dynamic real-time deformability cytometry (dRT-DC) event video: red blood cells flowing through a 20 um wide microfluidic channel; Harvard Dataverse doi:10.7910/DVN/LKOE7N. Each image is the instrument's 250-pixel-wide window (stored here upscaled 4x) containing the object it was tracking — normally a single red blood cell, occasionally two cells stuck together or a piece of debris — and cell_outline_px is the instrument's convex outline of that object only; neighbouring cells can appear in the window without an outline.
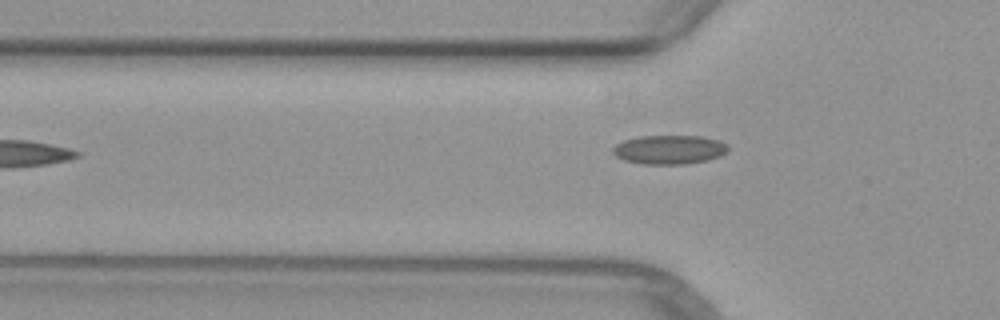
{"species": "common noctule bat (a hibernating species)", "species_latin": "Nyctalus noctula", "temperature_condition": "warm", "stored_images_in_passage": 4, "camera_frame_rate_fps": 3000, "um_per_image_px": 0.085, "animal": {"sex": "female", "body_mass_g": 29.2, "forearm_length_mm": 56.3}, "frame": {"image": 1, "passage_image": 4, "time_ms": 5.333, "image_size_px": [1000, 320], "cell_outline_px": [[728, 152], [720, 156], [708, 160], [684, 164], [644, 164], [624, 160], [616, 156], [612, 152], [612, 148], [616, 144], [624, 140], [640, 136], [700, 136], [716, 140], [728, 144]], "centroid_in_image_um": [56.89, 12.72], "position_along_channel_um": 68.9, "area_um2": 19.48}}